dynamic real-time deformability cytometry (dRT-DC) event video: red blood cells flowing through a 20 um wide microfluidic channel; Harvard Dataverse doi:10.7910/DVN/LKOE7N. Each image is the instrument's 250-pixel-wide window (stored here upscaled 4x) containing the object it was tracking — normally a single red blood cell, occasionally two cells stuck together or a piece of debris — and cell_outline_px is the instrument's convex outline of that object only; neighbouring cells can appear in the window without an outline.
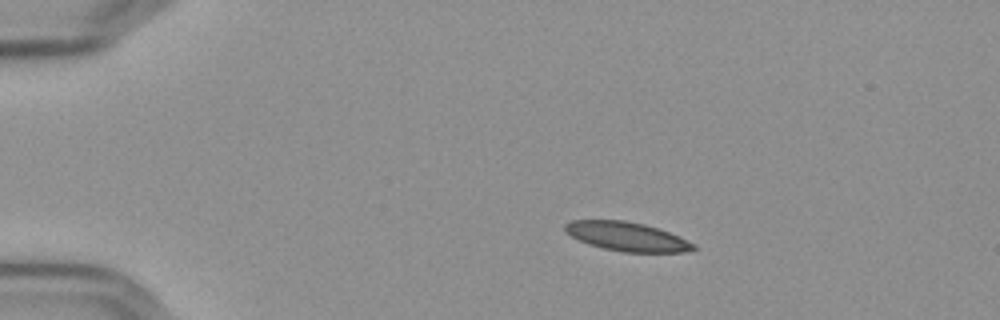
{"species": "Egyptian fruit bat (a non-hibernating species)", "species_latin": "Rousettus aegyptiacus", "temperature_condition": "cold", "stored_images_in_passage": 47, "camera_frame_rate_fps": 3000, "um_per_image_px": 0.085, "frame": {"image": 1, "passage_image": 1, "time_ms": 0.0, "image_size_px": [1000, 320], "cell_outline_px": [[696, 248], [684, 252], [624, 252], [604, 248], [588, 244], [572, 236], [564, 228], [564, 224], [572, 220], [624, 220], [644, 224], [668, 232], [696, 244]], "centroid_in_image_um": [53.28, 20.1], "position_along_channel_um": 31.7, "area_um2": 21.39}}
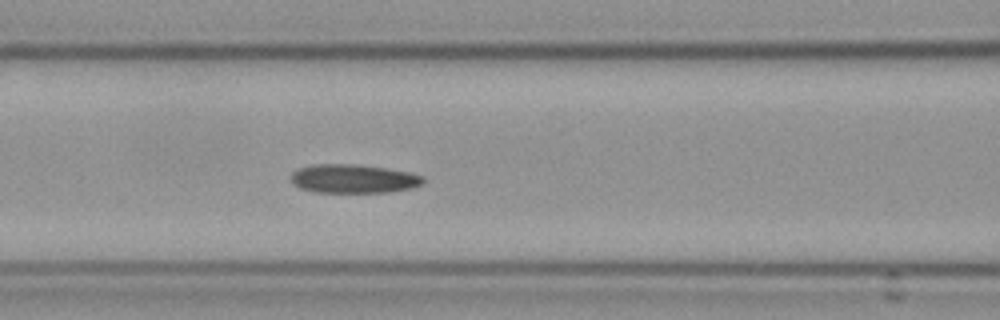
{"frame": {"image": 2, "passage_image": 15, "time_ms": 4.667, "image_size_px": [1000, 320], "cell_outline_px": [[424, 180], [420, 184], [412, 188], [388, 192], [316, 192], [300, 188], [292, 184], [292, 172], [300, 168], [312, 164], [356, 164], [388, 168], [408, 172], [424, 176]], "centroid_in_image_um": [30.04, 15.18], "position_along_channel_um": 136.6, "area_um2": 22.14}}
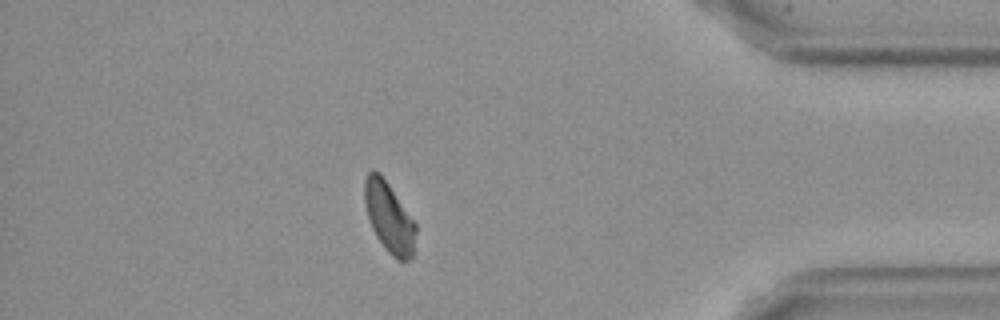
{"frame": {"image": 3, "passage_image": 40, "time_ms": 13.0, "image_size_px": [1000, 320], "cell_outline_px": [[416, 232], [412, 256], [408, 260], [396, 260], [388, 252], [376, 236], [372, 228], [368, 216], [364, 200], [364, 180], [368, 172], [372, 168], [380, 172], [416, 224]], "centroid_in_image_um": [33.05, 18.45], "position_along_channel_um": 402.1, "area_um2": 20.81}, "authors_computed_cell_mechanics": {"area_um2": 22.253, "velocity_mm_per_s": 3.5857, "shape_relaxation_time_tau1_ms": null, "shape_relaxation_time_tau2_ms": 5.1015, "deformation_change_tau1": null, "deformation_change_tau2": 0.1007}}